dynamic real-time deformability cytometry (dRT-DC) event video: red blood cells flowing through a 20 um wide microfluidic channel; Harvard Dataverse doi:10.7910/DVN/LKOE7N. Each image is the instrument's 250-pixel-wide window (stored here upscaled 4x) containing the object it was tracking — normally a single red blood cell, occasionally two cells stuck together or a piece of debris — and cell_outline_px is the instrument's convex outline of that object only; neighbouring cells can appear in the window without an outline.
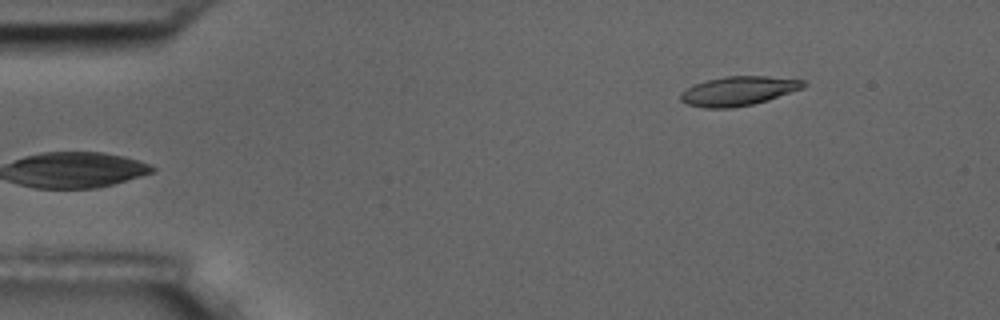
{"species": "common noctule bat (a hibernating species)", "species_latin": "Nyctalus noctula", "temperature_condition": "room temperature", "stored_images_in_passage": 4, "camera_frame_rate_fps": 3000, "um_per_image_px": 0.085, "animal": {"sex": "male", "body_mass_g": 17.5, "forearm_length_mm": 52.3}, "frame": {"image": 1, "passage_image": 4, "time_ms": 3.667, "image_size_px": [1000, 320], "cell_outline_px": [[808, 84], [804, 88], [768, 100], [752, 104], [732, 108], [704, 108], [688, 104], [680, 100], [680, 92], [696, 84], [708, 80], [724, 76], [768, 76], [804, 80]], "centroid_in_image_um": [62.8, 7.73], "position_along_channel_um": 22.2, "area_um2": 20.92}}